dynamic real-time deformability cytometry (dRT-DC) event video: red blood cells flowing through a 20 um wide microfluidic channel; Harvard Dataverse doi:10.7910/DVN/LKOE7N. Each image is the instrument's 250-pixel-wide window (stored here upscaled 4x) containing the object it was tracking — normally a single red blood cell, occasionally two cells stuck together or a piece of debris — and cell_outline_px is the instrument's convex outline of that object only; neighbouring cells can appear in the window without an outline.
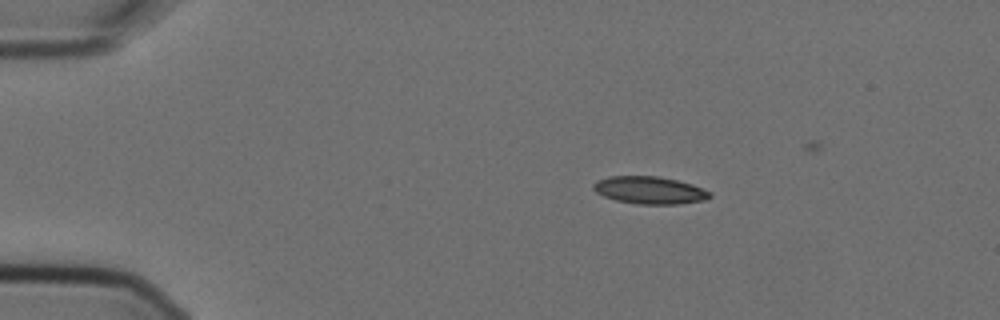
{"species": "Egyptian fruit bat (a non-hibernating species)", "species_latin": "Rousettus aegyptiacus", "temperature_condition": "cold", "stored_images_in_passage": 4, "camera_frame_rate_fps": 3000, "um_per_image_px": 0.085, "animal": {"sex": "female"}, "frame": {"image": 1, "passage_image": 2, "time_ms": 0.333, "image_size_px": [1000, 320], "cell_outline_px": [[712, 196], [704, 200], [680, 204], [636, 204], [616, 200], [604, 196], [596, 192], [592, 188], [592, 184], [596, 180], [608, 176], [660, 176], [692, 184], [712, 192]], "centroid_in_image_um": [55.21, 16.16], "position_along_channel_um": 29.8, "area_um2": 18.79}}